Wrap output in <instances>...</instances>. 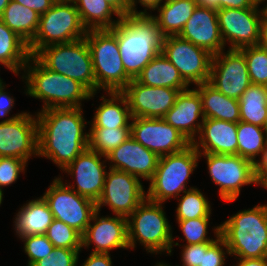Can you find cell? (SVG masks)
I'll use <instances>...</instances> for the list:
<instances>
[{
    "mask_svg": "<svg viewBox=\"0 0 267 266\" xmlns=\"http://www.w3.org/2000/svg\"><path fill=\"white\" fill-rule=\"evenodd\" d=\"M259 45L267 49V23L260 24V42Z\"/></svg>",
    "mask_w": 267,
    "mask_h": 266,
    "instance_id": "db71d44e",
    "label": "cell"
},
{
    "mask_svg": "<svg viewBox=\"0 0 267 266\" xmlns=\"http://www.w3.org/2000/svg\"><path fill=\"white\" fill-rule=\"evenodd\" d=\"M63 181L61 176L55 177L42 197L55 219L66 223L83 235L97 210L96 203L80 196Z\"/></svg>",
    "mask_w": 267,
    "mask_h": 266,
    "instance_id": "8fae6325",
    "label": "cell"
},
{
    "mask_svg": "<svg viewBox=\"0 0 267 266\" xmlns=\"http://www.w3.org/2000/svg\"><path fill=\"white\" fill-rule=\"evenodd\" d=\"M78 10L82 24L88 30L111 29L122 15L105 0H72ZM117 16V20L113 19Z\"/></svg>",
    "mask_w": 267,
    "mask_h": 266,
    "instance_id": "4dcf8cb0",
    "label": "cell"
},
{
    "mask_svg": "<svg viewBox=\"0 0 267 266\" xmlns=\"http://www.w3.org/2000/svg\"><path fill=\"white\" fill-rule=\"evenodd\" d=\"M199 153L191 143L184 150L159 157L157 169L149 182L147 199L164 204L170 198L194 187H187L189 178L198 167ZM188 181V182H187Z\"/></svg>",
    "mask_w": 267,
    "mask_h": 266,
    "instance_id": "8992f818",
    "label": "cell"
},
{
    "mask_svg": "<svg viewBox=\"0 0 267 266\" xmlns=\"http://www.w3.org/2000/svg\"><path fill=\"white\" fill-rule=\"evenodd\" d=\"M256 3L250 8H223L217 10L222 39L229 49L256 46L260 42L261 14ZM229 42V43H227Z\"/></svg>",
    "mask_w": 267,
    "mask_h": 266,
    "instance_id": "5bb4252c",
    "label": "cell"
},
{
    "mask_svg": "<svg viewBox=\"0 0 267 266\" xmlns=\"http://www.w3.org/2000/svg\"><path fill=\"white\" fill-rule=\"evenodd\" d=\"M142 180L125 171L109 168L102 195L96 203L97 210L109 206L115 215L128 218L147 198Z\"/></svg>",
    "mask_w": 267,
    "mask_h": 266,
    "instance_id": "4fadbf2b",
    "label": "cell"
},
{
    "mask_svg": "<svg viewBox=\"0 0 267 266\" xmlns=\"http://www.w3.org/2000/svg\"><path fill=\"white\" fill-rule=\"evenodd\" d=\"M3 83V79L0 78V85Z\"/></svg>",
    "mask_w": 267,
    "mask_h": 266,
    "instance_id": "e7e4bbea",
    "label": "cell"
},
{
    "mask_svg": "<svg viewBox=\"0 0 267 266\" xmlns=\"http://www.w3.org/2000/svg\"><path fill=\"white\" fill-rule=\"evenodd\" d=\"M136 80L146 86L172 88L180 92L190 87L177 68L162 53L142 69Z\"/></svg>",
    "mask_w": 267,
    "mask_h": 266,
    "instance_id": "83f0119b",
    "label": "cell"
},
{
    "mask_svg": "<svg viewBox=\"0 0 267 266\" xmlns=\"http://www.w3.org/2000/svg\"><path fill=\"white\" fill-rule=\"evenodd\" d=\"M117 39L126 74L131 79L162 52L163 36L150 14H126L111 29Z\"/></svg>",
    "mask_w": 267,
    "mask_h": 266,
    "instance_id": "7a4b0ae2",
    "label": "cell"
},
{
    "mask_svg": "<svg viewBox=\"0 0 267 266\" xmlns=\"http://www.w3.org/2000/svg\"><path fill=\"white\" fill-rule=\"evenodd\" d=\"M121 93L127 99L132 118H163L175 104L180 91L146 86L132 79Z\"/></svg>",
    "mask_w": 267,
    "mask_h": 266,
    "instance_id": "d6986e66",
    "label": "cell"
},
{
    "mask_svg": "<svg viewBox=\"0 0 267 266\" xmlns=\"http://www.w3.org/2000/svg\"><path fill=\"white\" fill-rule=\"evenodd\" d=\"M83 108H49L36 113L38 122V157L51 160L64 170L88 148L90 122Z\"/></svg>",
    "mask_w": 267,
    "mask_h": 266,
    "instance_id": "6da1fadb",
    "label": "cell"
},
{
    "mask_svg": "<svg viewBox=\"0 0 267 266\" xmlns=\"http://www.w3.org/2000/svg\"><path fill=\"white\" fill-rule=\"evenodd\" d=\"M24 243V253L28 256L27 266H32L36 261L46 257L54 249V245L45 234L20 237Z\"/></svg>",
    "mask_w": 267,
    "mask_h": 266,
    "instance_id": "ab89813d",
    "label": "cell"
},
{
    "mask_svg": "<svg viewBox=\"0 0 267 266\" xmlns=\"http://www.w3.org/2000/svg\"><path fill=\"white\" fill-rule=\"evenodd\" d=\"M190 86L209 82L213 55L179 35L163 37L161 52Z\"/></svg>",
    "mask_w": 267,
    "mask_h": 266,
    "instance_id": "7c38bea8",
    "label": "cell"
},
{
    "mask_svg": "<svg viewBox=\"0 0 267 266\" xmlns=\"http://www.w3.org/2000/svg\"><path fill=\"white\" fill-rule=\"evenodd\" d=\"M237 136L238 155L255 164L259 156L261 157L267 143V135L263 127L239 121Z\"/></svg>",
    "mask_w": 267,
    "mask_h": 266,
    "instance_id": "836d02e7",
    "label": "cell"
},
{
    "mask_svg": "<svg viewBox=\"0 0 267 266\" xmlns=\"http://www.w3.org/2000/svg\"><path fill=\"white\" fill-rule=\"evenodd\" d=\"M109 97V98H106ZM96 108L90 128H131V114L126 97L121 92H107Z\"/></svg>",
    "mask_w": 267,
    "mask_h": 266,
    "instance_id": "484cf974",
    "label": "cell"
},
{
    "mask_svg": "<svg viewBox=\"0 0 267 266\" xmlns=\"http://www.w3.org/2000/svg\"><path fill=\"white\" fill-rule=\"evenodd\" d=\"M214 55L209 83L225 96L239 100L251 85L244 54L239 49Z\"/></svg>",
    "mask_w": 267,
    "mask_h": 266,
    "instance_id": "2e32d148",
    "label": "cell"
},
{
    "mask_svg": "<svg viewBox=\"0 0 267 266\" xmlns=\"http://www.w3.org/2000/svg\"><path fill=\"white\" fill-rule=\"evenodd\" d=\"M86 34L74 2H55L40 15L35 37L28 44L29 52L34 56L41 48L85 38Z\"/></svg>",
    "mask_w": 267,
    "mask_h": 266,
    "instance_id": "9c48e42d",
    "label": "cell"
},
{
    "mask_svg": "<svg viewBox=\"0 0 267 266\" xmlns=\"http://www.w3.org/2000/svg\"><path fill=\"white\" fill-rule=\"evenodd\" d=\"M85 39L92 57L96 93L100 89L121 92L132 79L125 72L116 36L109 29L88 30Z\"/></svg>",
    "mask_w": 267,
    "mask_h": 266,
    "instance_id": "52a82bcc",
    "label": "cell"
},
{
    "mask_svg": "<svg viewBox=\"0 0 267 266\" xmlns=\"http://www.w3.org/2000/svg\"><path fill=\"white\" fill-rule=\"evenodd\" d=\"M102 157L105 160H102ZM105 163H107L106 156L89 148L85 149L70 165L62 170L76 181L73 185L67 181L65 184L80 196L97 203L102 195L107 174Z\"/></svg>",
    "mask_w": 267,
    "mask_h": 266,
    "instance_id": "ac0fdd59",
    "label": "cell"
},
{
    "mask_svg": "<svg viewBox=\"0 0 267 266\" xmlns=\"http://www.w3.org/2000/svg\"><path fill=\"white\" fill-rule=\"evenodd\" d=\"M111 4L122 16L127 14V3L124 0H105Z\"/></svg>",
    "mask_w": 267,
    "mask_h": 266,
    "instance_id": "f5cc1de1",
    "label": "cell"
},
{
    "mask_svg": "<svg viewBox=\"0 0 267 266\" xmlns=\"http://www.w3.org/2000/svg\"><path fill=\"white\" fill-rule=\"evenodd\" d=\"M28 163L19 158L0 157V189L15 183L19 175L28 166Z\"/></svg>",
    "mask_w": 267,
    "mask_h": 266,
    "instance_id": "b9f144b4",
    "label": "cell"
},
{
    "mask_svg": "<svg viewBox=\"0 0 267 266\" xmlns=\"http://www.w3.org/2000/svg\"><path fill=\"white\" fill-rule=\"evenodd\" d=\"M0 19L9 29L16 32L29 44L34 39L38 29L40 14L10 0Z\"/></svg>",
    "mask_w": 267,
    "mask_h": 266,
    "instance_id": "1f68e13d",
    "label": "cell"
},
{
    "mask_svg": "<svg viewBox=\"0 0 267 266\" xmlns=\"http://www.w3.org/2000/svg\"><path fill=\"white\" fill-rule=\"evenodd\" d=\"M176 221L187 220L193 218H210L211 205L208 198L201 190L196 188L183 192V195L177 199Z\"/></svg>",
    "mask_w": 267,
    "mask_h": 266,
    "instance_id": "e575fe53",
    "label": "cell"
},
{
    "mask_svg": "<svg viewBox=\"0 0 267 266\" xmlns=\"http://www.w3.org/2000/svg\"><path fill=\"white\" fill-rule=\"evenodd\" d=\"M195 89L200 94L205 119L240 121L239 100L225 96L209 82L196 85Z\"/></svg>",
    "mask_w": 267,
    "mask_h": 266,
    "instance_id": "4316f807",
    "label": "cell"
},
{
    "mask_svg": "<svg viewBox=\"0 0 267 266\" xmlns=\"http://www.w3.org/2000/svg\"><path fill=\"white\" fill-rule=\"evenodd\" d=\"M258 186L264 187V189H267V175H265L259 182Z\"/></svg>",
    "mask_w": 267,
    "mask_h": 266,
    "instance_id": "6f0895ef",
    "label": "cell"
},
{
    "mask_svg": "<svg viewBox=\"0 0 267 266\" xmlns=\"http://www.w3.org/2000/svg\"><path fill=\"white\" fill-rule=\"evenodd\" d=\"M21 79L25 82V94L42 100L41 110L49 108H81V101L90 100L91 93L83 84L62 74L50 71L33 55L23 68Z\"/></svg>",
    "mask_w": 267,
    "mask_h": 266,
    "instance_id": "3957f363",
    "label": "cell"
},
{
    "mask_svg": "<svg viewBox=\"0 0 267 266\" xmlns=\"http://www.w3.org/2000/svg\"><path fill=\"white\" fill-rule=\"evenodd\" d=\"M264 259L267 261V246H266V250H265V253H264Z\"/></svg>",
    "mask_w": 267,
    "mask_h": 266,
    "instance_id": "6125c7cd",
    "label": "cell"
},
{
    "mask_svg": "<svg viewBox=\"0 0 267 266\" xmlns=\"http://www.w3.org/2000/svg\"><path fill=\"white\" fill-rule=\"evenodd\" d=\"M220 236L230 256L234 258H262L267 246V204L244 209L221 222Z\"/></svg>",
    "mask_w": 267,
    "mask_h": 266,
    "instance_id": "277c9868",
    "label": "cell"
},
{
    "mask_svg": "<svg viewBox=\"0 0 267 266\" xmlns=\"http://www.w3.org/2000/svg\"><path fill=\"white\" fill-rule=\"evenodd\" d=\"M131 137L159 157L184 150L191 142L163 118H131Z\"/></svg>",
    "mask_w": 267,
    "mask_h": 266,
    "instance_id": "9a60e30c",
    "label": "cell"
},
{
    "mask_svg": "<svg viewBox=\"0 0 267 266\" xmlns=\"http://www.w3.org/2000/svg\"><path fill=\"white\" fill-rule=\"evenodd\" d=\"M212 243L213 242H205L202 244L182 245V266H202L203 252H206L207 248Z\"/></svg>",
    "mask_w": 267,
    "mask_h": 266,
    "instance_id": "ee69618b",
    "label": "cell"
},
{
    "mask_svg": "<svg viewBox=\"0 0 267 266\" xmlns=\"http://www.w3.org/2000/svg\"><path fill=\"white\" fill-rule=\"evenodd\" d=\"M106 158L109 168L125 171L147 181L153 178L159 161L156 153L143 147L132 137L115 148Z\"/></svg>",
    "mask_w": 267,
    "mask_h": 266,
    "instance_id": "44dd1931",
    "label": "cell"
},
{
    "mask_svg": "<svg viewBox=\"0 0 267 266\" xmlns=\"http://www.w3.org/2000/svg\"><path fill=\"white\" fill-rule=\"evenodd\" d=\"M267 0H259L257 3L260 6L263 2L265 3ZM261 14V23H267V4L263 6V8L259 9Z\"/></svg>",
    "mask_w": 267,
    "mask_h": 266,
    "instance_id": "11a10c76",
    "label": "cell"
},
{
    "mask_svg": "<svg viewBox=\"0 0 267 266\" xmlns=\"http://www.w3.org/2000/svg\"><path fill=\"white\" fill-rule=\"evenodd\" d=\"M238 259L234 266H267V261L262 258H235Z\"/></svg>",
    "mask_w": 267,
    "mask_h": 266,
    "instance_id": "816d5d0a",
    "label": "cell"
},
{
    "mask_svg": "<svg viewBox=\"0 0 267 266\" xmlns=\"http://www.w3.org/2000/svg\"><path fill=\"white\" fill-rule=\"evenodd\" d=\"M34 115L24 112L9 122L0 121V157L27 163L32 156L38 157V122Z\"/></svg>",
    "mask_w": 267,
    "mask_h": 266,
    "instance_id": "e0dca14e",
    "label": "cell"
},
{
    "mask_svg": "<svg viewBox=\"0 0 267 266\" xmlns=\"http://www.w3.org/2000/svg\"><path fill=\"white\" fill-rule=\"evenodd\" d=\"M164 0H129L127 2V14H149L148 11H154ZM137 3L144 7L143 11L137 10Z\"/></svg>",
    "mask_w": 267,
    "mask_h": 266,
    "instance_id": "7dc6e473",
    "label": "cell"
},
{
    "mask_svg": "<svg viewBox=\"0 0 267 266\" xmlns=\"http://www.w3.org/2000/svg\"><path fill=\"white\" fill-rule=\"evenodd\" d=\"M54 217L42 196L23 204L14 218V231L18 237L45 234Z\"/></svg>",
    "mask_w": 267,
    "mask_h": 266,
    "instance_id": "d4e9b609",
    "label": "cell"
},
{
    "mask_svg": "<svg viewBox=\"0 0 267 266\" xmlns=\"http://www.w3.org/2000/svg\"><path fill=\"white\" fill-rule=\"evenodd\" d=\"M154 266H171L170 264L168 265L166 262H158Z\"/></svg>",
    "mask_w": 267,
    "mask_h": 266,
    "instance_id": "680465c9",
    "label": "cell"
},
{
    "mask_svg": "<svg viewBox=\"0 0 267 266\" xmlns=\"http://www.w3.org/2000/svg\"><path fill=\"white\" fill-rule=\"evenodd\" d=\"M263 129H264V131L266 132V135H267V117H266V121H265V124L263 126Z\"/></svg>",
    "mask_w": 267,
    "mask_h": 266,
    "instance_id": "94428289",
    "label": "cell"
},
{
    "mask_svg": "<svg viewBox=\"0 0 267 266\" xmlns=\"http://www.w3.org/2000/svg\"><path fill=\"white\" fill-rule=\"evenodd\" d=\"M238 123L204 119L198 135L192 144L198 153L238 155Z\"/></svg>",
    "mask_w": 267,
    "mask_h": 266,
    "instance_id": "cb8c5ba5",
    "label": "cell"
},
{
    "mask_svg": "<svg viewBox=\"0 0 267 266\" xmlns=\"http://www.w3.org/2000/svg\"><path fill=\"white\" fill-rule=\"evenodd\" d=\"M240 121L263 127L267 117V86L251 84L239 99Z\"/></svg>",
    "mask_w": 267,
    "mask_h": 266,
    "instance_id": "d6a6232c",
    "label": "cell"
},
{
    "mask_svg": "<svg viewBox=\"0 0 267 266\" xmlns=\"http://www.w3.org/2000/svg\"><path fill=\"white\" fill-rule=\"evenodd\" d=\"M81 250L54 247L50 254L32 266H77Z\"/></svg>",
    "mask_w": 267,
    "mask_h": 266,
    "instance_id": "60d3db41",
    "label": "cell"
},
{
    "mask_svg": "<svg viewBox=\"0 0 267 266\" xmlns=\"http://www.w3.org/2000/svg\"><path fill=\"white\" fill-rule=\"evenodd\" d=\"M226 254L230 256V251L224 239L219 236L206 252H203L202 266H225Z\"/></svg>",
    "mask_w": 267,
    "mask_h": 266,
    "instance_id": "7bdbcfd3",
    "label": "cell"
},
{
    "mask_svg": "<svg viewBox=\"0 0 267 266\" xmlns=\"http://www.w3.org/2000/svg\"><path fill=\"white\" fill-rule=\"evenodd\" d=\"M54 247L82 250V235L67 225L54 218L45 233Z\"/></svg>",
    "mask_w": 267,
    "mask_h": 266,
    "instance_id": "f35d334b",
    "label": "cell"
},
{
    "mask_svg": "<svg viewBox=\"0 0 267 266\" xmlns=\"http://www.w3.org/2000/svg\"><path fill=\"white\" fill-rule=\"evenodd\" d=\"M197 6L212 8L215 10L223 8H250L253 7L257 1L256 0H195Z\"/></svg>",
    "mask_w": 267,
    "mask_h": 266,
    "instance_id": "f6af8a7d",
    "label": "cell"
},
{
    "mask_svg": "<svg viewBox=\"0 0 267 266\" xmlns=\"http://www.w3.org/2000/svg\"><path fill=\"white\" fill-rule=\"evenodd\" d=\"M6 86L7 85L5 84V82L0 85V118L3 119L2 122H9L14 118L20 117L24 114V111H21V113H17L12 117H7L6 119H4V117L10 114L11 109L15 105V99H13L9 92L6 91Z\"/></svg>",
    "mask_w": 267,
    "mask_h": 266,
    "instance_id": "bcb514c9",
    "label": "cell"
},
{
    "mask_svg": "<svg viewBox=\"0 0 267 266\" xmlns=\"http://www.w3.org/2000/svg\"><path fill=\"white\" fill-rule=\"evenodd\" d=\"M55 2H59V1H72V0H54Z\"/></svg>",
    "mask_w": 267,
    "mask_h": 266,
    "instance_id": "be15d7a7",
    "label": "cell"
},
{
    "mask_svg": "<svg viewBox=\"0 0 267 266\" xmlns=\"http://www.w3.org/2000/svg\"><path fill=\"white\" fill-rule=\"evenodd\" d=\"M210 218H193L187 220L177 221L179 224L178 227L181 229L180 231L184 235V240L179 239L181 241H186V244H202L205 242H214L220 236V226L214 227V239L208 237V226L210 225Z\"/></svg>",
    "mask_w": 267,
    "mask_h": 266,
    "instance_id": "8d00e7d4",
    "label": "cell"
},
{
    "mask_svg": "<svg viewBox=\"0 0 267 266\" xmlns=\"http://www.w3.org/2000/svg\"><path fill=\"white\" fill-rule=\"evenodd\" d=\"M96 210L86 231L82 235V248H90L91 253L110 254L114 249H129L128 220L124 216H100ZM93 222V223H92Z\"/></svg>",
    "mask_w": 267,
    "mask_h": 266,
    "instance_id": "ffe728a7",
    "label": "cell"
},
{
    "mask_svg": "<svg viewBox=\"0 0 267 266\" xmlns=\"http://www.w3.org/2000/svg\"><path fill=\"white\" fill-rule=\"evenodd\" d=\"M163 119L192 143L197 139L205 119L199 92L190 88L181 91Z\"/></svg>",
    "mask_w": 267,
    "mask_h": 266,
    "instance_id": "603a6c76",
    "label": "cell"
},
{
    "mask_svg": "<svg viewBox=\"0 0 267 266\" xmlns=\"http://www.w3.org/2000/svg\"><path fill=\"white\" fill-rule=\"evenodd\" d=\"M206 158L210 179L219 186V196L223 201L237 200L241 188L247 185L258 186L254 163L239 155H218L199 153Z\"/></svg>",
    "mask_w": 267,
    "mask_h": 266,
    "instance_id": "30bf717a",
    "label": "cell"
},
{
    "mask_svg": "<svg viewBox=\"0 0 267 266\" xmlns=\"http://www.w3.org/2000/svg\"><path fill=\"white\" fill-rule=\"evenodd\" d=\"M88 148L103 156L131 137V128H89Z\"/></svg>",
    "mask_w": 267,
    "mask_h": 266,
    "instance_id": "d590c367",
    "label": "cell"
},
{
    "mask_svg": "<svg viewBox=\"0 0 267 266\" xmlns=\"http://www.w3.org/2000/svg\"><path fill=\"white\" fill-rule=\"evenodd\" d=\"M82 264L81 266H112L113 263L110 254L90 253Z\"/></svg>",
    "mask_w": 267,
    "mask_h": 266,
    "instance_id": "681fc988",
    "label": "cell"
},
{
    "mask_svg": "<svg viewBox=\"0 0 267 266\" xmlns=\"http://www.w3.org/2000/svg\"><path fill=\"white\" fill-rule=\"evenodd\" d=\"M196 7L195 0H164L155 9L159 14L151 16L163 37L179 35Z\"/></svg>",
    "mask_w": 267,
    "mask_h": 266,
    "instance_id": "f1b7e54d",
    "label": "cell"
},
{
    "mask_svg": "<svg viewBox=\"0 0 267 266\" xmlns=\"http://www.w3.org/2000/svg\"><path fill=\"white\" fill-rule=\"evenodd\" d=\"M10 0H0V16L3 14L4 9L7 7L9 4Z\"/></svg>",
    "mask_w": 267,
    "mask_h": 266,
    "instance_id": "9f6ffc18",
    "label": "cell"
},
{
    "mask_svg": "<svg viewBox=\"0 0 267 266\" xmlns=\"http://www.w3.org/2000/svg\"><path fill=\"white\" fill-rule=\"evenodd\" d=\"M240 50L247 63L251 84L267 86V49L258 44Z\"/></svg>",
    "mask_w": 267,
    "mask_h": 266,
    "instance_id": "74e56055",
    "label": "cell"
},
{
    "mask_svg": "<svg viewBox=\"0 0 267 266\" xmlns=\"http://www.w3.org/2000/svg\"><path fill=\"white\" fill-rule=\"evenodd\" d=\"M34 57L50 71L76 80L91 93H96L92 57L85 38L46 46Z\"/></svg>",
    "mask_w": 267,
    "mask_h": 266,
    "instance_id": "ba28073f",
    "label": "cell"
},
{
    "mask_svg": "<svg viewBox=\"0 0 267 266\" xmlns=\"http://www.w3.org/2000/svg\"><path fill=\"white\" fill-rule=\"evenodd\" d=\"M31 54L28 43L0 19V64L20 75Z\"/></svg>",
    "mask_w": 267,
    "mask_h": 266,
    "instance_id": "f546056e",
    "label": "cell"
},
{
    "mask_svg": "<svg viewBox=\"0 0 267 266\" xmlns=\"http://www.w3.org/2000/svg\"><path fill=\"white\" fill-rule=\"evenodd\" d=\"M3 191L0 189V206H1V204H2V202H3Z\"/></svg>",
    "mask_w": 267,
    "mask_h": 266,
    "instance_id": "91938a15",
    "label": "cell"
},
{
    "mask_svg": "<svg viewBox=\"0 0 267 266\" xmlns=\"http://www.w3.org/2000/svg\"><path fill=\"white\" fill-rule=\"evenodd\" d=\"M163 208L162 203L146 198L127 218L130 250L136 248L138 242L147 253L159 255L166 252L171 256L173 246L182 245L175 243L176 237H173L171 224Z\"/></svg>",
    "mask_w": 267,
    "mask_h": 266,
    "instance_id": "5b68a950",
    "label": "cell"
},
{
    "mask_svg": "<svg viewBox=\"0 0 267 266\" xmlns=\"http://www.w3.org/2000/svg\"><path fill=\"white\" fill-rule=\"evenodd\" d=\"M179 36L217 55L225 50L218 23L217 10L197 6Z\"/></svg>",
    "mask_w": 267,
    "mask_h": 266,
    "instance_id": "7402d4cb",
    "label": "cell"
},
{
    "mask_svg": "<svg viewBox=\"0 0 267 266\" xmlns=\"http://www.w3.org/2000/svg\"><path fill=\"white\" fill-rule=\"evenodd\" d=\"M254 166H255V177L259 182L265 175H267V143L265 149L262 152L261 157H259Z\"/></svg>",
    "mask_w": 267,
    "mask_h": 266,
    "instance_id": "f907efd6",
    "label": "cell"
},
{
    "mask_svg": "<svg viewBox=\"0 0 267 266\" xmlns=\"http://www.w3.org/2000/svg\"><path fill=\"white\" fill-rule=\"evenodd\" d=\"M27 8L36 11L38 14L45 13L55 3L54 0H13Z\"/></svg>",
    "mask_w": 267,
    "mask_h": 266,
    "instance_id": "c3c4849f",
    "label": "cell"
}]
</instances>
